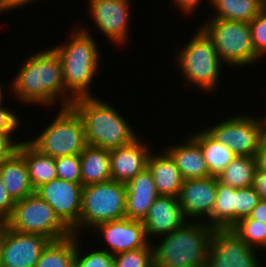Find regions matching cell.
I'll return each mask as SVG.
<instances>
[{"label": "cell", "mask_w": 266, "mask_h": 267, "mask_svg": "<svg viewBox=\"0 0 266 267\" xmlns=\"http://www.w3.org/2000/svg\"><path fill=\"white\" fill-rule=\"evenodd\" d=\"M24 59L10 80V95L33 109L35 105L56 112L54 107H71L75 99L65 90L58 53L52 47H41Z\"/></svg>", "instance_id": "1"}, {"label": "cell", "mask_w": 266, "mask_h": 267, "mask_svg": "<svg viewBox=\"0 0 266 267\" xmlns=\"http://www.w3.org/2000/svg\"><path fill=\"white\" fill-rule=\"evenodd\" d=\"M80 23L82 22L78 20L75 25L73 24L74 27L70 28L72 31L67 32L69 34L66 40L64 38V42L60 44L57 42V45L52 47L61 60L65 90L74 99L97 96L92 91V86L95 76H98L101 70V57H103L101 46L97 44L92 29L85 22Z\"/></svg>", "instance_id": "2"}, {"label": "cell", "mask_w": 266, "mask_h": 267, "mask_svg": "<svg viewBox=\"0 0 266 267\" xmlns=\"http://www.w3.org/2000/svg\"><path fill=\"white\" fill-rule=\"evenodd\" d=\"M105 100L98 96L81 97L71 104L84 123L88 145L113 150L142 136L116 105Z\"/></svg>", "instance_id": "3"}, {"label": "cell", "mask_w": 266, "mask_h": 267, "mask_svg": "<svg viewBox=\"0 0 266 267\" xmlns=\"http://www.w3.org/2000/svg\"><path fill=\"white\" fill-rule=\"evenodd\" d=\"M213 231L206 222L186 221L152 240L153 267H206Z\"/></svg>", "instance_id": "4"}, {"label": "cell", "mask_w": 266, "mask_h": 267, "mask_svg": "<svg viewBox=\"0 0 266 267\" xmlns=\"http://www.w3.org/2000/svg\"><path fill=\"white\" fill-rule=\"evenodd\" d=\"M186 44L173 56V64L183 77L184 87L198 88L201 93L212 95L220 89L223 63L216 53L213 41L200 27ZM177 65V66H176ZM216 91V92H215Z\"/></svg>", "instance_id": "5"}, {"label": "cell", "mask_w": 266, "mask_h": 267, "mask_svg": "<svg viewBox=\"0 0 266 267\" xmlns=\"http://www.w3.org/2000/svg\"><path fill=\"white\" fill-rule=\"evenodd\" d=\"M57 111L55 118L27 141L41 154L55 159L80 155L88 145L81 117L72 107H62Z\"/></svg>", "instance_id": "6"}, {"label": "cell", "mask_w": 266, "mask_h": 267, "mask_svg": "<svg viewBox=\"0 0 266 267\" xmlns=\"http://www.w3.org/2000/svg\"><path fill=\"white\" fill-rule=\"evenodd\" d=\"M201 24L199 26L213 41L216 53L224 66L230 69L262 63L253 47L249 22L205 19Z\"/></svg>", "instance_id": "7"}, {"label": "cell", "mask_w": 266, "mask_h": 267, "mask_svg": "<svg viewBox=\"0 0 266 267\" xmlns=\"http://www.w3.org/2000/svg\"><path fill=\"white\" fill-rule=\"evenodd\" d=\"M126 184L109 180L83 187L78 236L98 224L125 218ZM83 231V232H82Z\"/></svg>", "instance_id": "8"}, {"label": "cell", "mask_w": 266, "mask_h": 267, "mask_svg": "<svg viewBox=\"0 0 266 267\" xmlns=\"http://www.w3.org/2000/svg\"><path fill=\"white\" fill-rule=\"evenodd\" d=\"M4 224L13 231L42 235L50 241L72 234L55 215L52 207L35 192L15 201L11 216Z\"/></svg>", "instance_id": "9"}, {"label": "cell", "mask_w": 266, "mask_h": 267, "mask_svg": "<svg viewBox=\"0 0 266 267\" xmlns=\"http://www.w3.org/2000/svg\"><path fill=\"white\" fill-rule=\"evenodd\" d=\"M220 119L222 118H219V122L214 120L215 123L204 129L215 140L230 148L236 156L255 157L261 140L266 135V115L246 114L243 111L242 114L239 112L227 119Z\"/></svg>", "instance_id": "10"}, {"label": "cell", "mask_w": 266, "mask_h": 267, "mask_svg": "<svg viewBox=\"0 0 266 267\" xmlns=\"http://www.w3.org/2000/svg\"><path fill=\"white\" fill-rule=\"evenodd\" d=\"M132 0H88L87 14L108 42L119 48L130 43ZM122 45V46H121ZM125 45V46H124Z\"/></svg>", "instance_id": "11"}, {"label": "cell", "mask_w": 266, "mask_h": 267, "mask_svg": "<svg viewBox=\"0 0 266 267\" xmlns=\"http://www.w3.org/2000/svg\"><path fill=\"white\" fill-rule=\"evenodd\" d=\"M258 252L231 228L214 229L206 267H263L264 258L260 259Z\"/></svg>", "instance_id": "12"}, {"label": "cell", "mask_w": 266, "mask_h": 267, "mask_svg": "<svg viewBox=\"0 0 266 267\" xmlns=\"http://www.w3.org/2000/svg\"><path fill=\"white\" fill-rule=\"evenodd\" d=\"M83 187L80 183L56 178L35 189V193L52 207L59 220L75 235H78Z\"/></svg>", "instance_id": "13"}, {"label": "cell", "mask_w": 266, "mask_h": 267, "mask_svg": "<svg viewBox=\"0 0 266 267\" xmlns=\"http://www.w3.org/2000/svg\"><path fill=\"white\" fill-rule=\"evenodd\" d=\"M91 232L92 236L94 237L95 235L94 238H96V242L93 245L102 244L98 248L112 255L147 247L150 244L145 227L139 220L123 218L103 222L93 228ZM97 240H100V242Z\"/></svg>", "instance_id": "14"}, {"label": "cell", "mask_w": 266, "mask_h": 267, "mask_svg": "<svg viewBox=\"0 0 266 267\" xmlns=\"http://www.w3.org/2000/svg\"><path fill=\"white\" fill-rule=\"evenodd\" d=\"M50 240L42 235L13 231L0 224L1 267H35Z\"/></svg>", "instance_id": "15"}, {"label": "cell", "mask_w": 266, "mask_h": 267, "mask_svg": "<svg viewBox=\"0 0 266 267\" xmlns=\"http://www.w3.org/2000/svg\"><path fill=\"white\" fill-rule=\"evenodd\" d=\"M217 193V177L184 180L178 196L187 221L205 222L211 215Z\"/></svg>", "instance_id": "16"}, {"label": "cell", "mask_w": 266, "mask_h": 267, "mask_svg": "<svg viewBox=\"0 0 266 267\" xmlns=\"http://www.w3.org/2000/svg\"><path fill=\"white\" fill-rule=\"evenodd\" d=\"M153 149L145 138L139 136L128 145L110 150L111 179L126 184L147 167Z\"/></svg>", "instance_id": "17"}, {"label": "cell", "mask_w": 266, "mask_h": 267, "mask_svg": "<svg viewBox=\"0 0 266 267\" xmlns=\"http://www.w3.org/2000/svg\"><path fill=\"white\" fill-rule=\"evenodd\" d=\"M186 221L178 197L159 195L141 222L149 242H152L180 228Z\"/></svg>", "instance_id": "18"}, {"label": "cell", "mask_w": 266, "mask_h": 267, "mask_svg": "<svg viewBox=\"0 0 266 267\" xmlns=\"http://www.w3.org/2000/svg\"><path fill=\"white\" fill-rule=\"evenodd\" d=\"M158 196L153 175L146 167L126 183L125 218L142 221Z\"/></svg>", "instance_id": "19"}, {"label": "cell", "mask_w": 266, "mask_h": 267, "mask_svg": "<svg viewBox=\"0 0 266 267\" xmlns=\"http://www.w3.org/2000/svg\"><path fill=\"white\" fill-rule=\"evenodd\" d=\"M184 135L180 144L160 148L171 156L184 180L210 177L200 145L188 133Z\"/></svg>", "instance_id": "20"}, {"label": "cell", "mask_w": 266, "mask_h": 267, "mask_svg": "<svg viewBox=\"0 0 266 267\" xmlns=\"http://www.w3.org/2000/svg\"><path fill=\"white\" fill-rule=\"evenodd\" d=\"M162 150L151 151L147 167L153 175L158 195L178 197L184 179L171 156Z\"/></svg>", "instance_id": "21"}, {"label": "cell", "mask_w": 266, "mask_h": 267, "mask_svg": "<svg viewBox=\"0 0 266 267\" xmlns=\"http://www.w3.org/2000/svg\"><path fill=\"white\" fill-rule=\"evenodd\" d=\"M0 176L14 201L21 200L35 192L29 180L25 160L17 151L0 162Z\"/></svg>", "instance_id": "22"}, {"label": "cell", "mask_w": 266, "mask_h": 267, "mask_svg": "<svg viewBox=\"0 0 266 267\" xmlns=\"http://www.w3.org/2000/svg\"><path fill=\"white\" fill-rule=\"evenodd\" d=\"M16 151L25 160L29 180L34 190L57 178L55 158L41 154L27 139L18 144Z\"/></svg>", "instance_id": "23"}, {"label": "cell", "mask_w": 266, "mask_h": 267, "mask_svg": "<svg viewBox=\"0 0 266 267\" xmlns=\"http://www.w3.org/2000/svg\"><path fill=\"white\" fill-rule=\"evenodd\" d=\"M204 127L188 134L200 145L210 176L217 177L236 157V154L230 148L215 140Z\"/></svg>", "instance_id": "24"}, {"label": "cell", "mask_w": 266, "mask_h": 267, "mask_svg": "<svg viewBox=\"0 0 266 267\" xmlns=\"http://www.w3.org/2000/svg\"><path fill=\"white\" fill-rule=\"evenodd\" d=\"M83 186L111 180L110 150L87 145L80 154Z\"/></svg>", "instance_id": "25"}, {"label": "cell", "mask_w": 266, "mask_h": 267, "mask_svg": "<svg viewBox=\"0 0 266 267\" xmlns=\"http://www.w3.org/2000/svg\"><path fill=\"white\" fill-rule=\"evenodd\" d=\"M212 9L206 19H226L250 22L266 6V0H210Z\"/></svg>", "instance_id": "26"}, {"label": "cell", "mask_w": 266, "mask_h": 267, "mask_svg": "<svg viewBox=\"0 0 266 267\" xmlns=\"http://www.w3.org/2000/svg\"><path fill=\"white\" fill-rule=\"evenodd\" d=\"M236 188L220 183L217 179L215 204L210 217L205 221L214 229H229L234 225Z\"/></svg>", "instance_id": "27"}, {"label": "cell", "mask_w": 266, "mask_h": 267, "mask_svg": "<svg viewBox=\"0 0 266 267\" xmlns=\"http://www.w3.org/2000/svg\"><path fill=\"white\" fill-rule=\"evenodd\" d=\"M76 235L50 241L43 249L35 267H74Z\"/></svg>", "instance_id": "28"}, {"label": "cell", "mask_w": 266, "mask_h": 267, "mask_svg": "<svg viewBox=\"0 0 266 267\" xmlns=\"http://www.w3.org/2000/svg\"><path fill=\"white\" fill-rule=\"evenodd\" d=\"M257 169L255 157L236 156L217 176L220 183L233 188H247L253 185Z\"/></svg>", "instance_id": "29"}, {"label": "cell", "mask_w": 266, "mask_h": 267, "mask_svg": "<svg viewBox=\"0 0 266 267\" xmlns=\"http://www.w3.org/2000/svg\"><path fill=\"white\" fill-rule=\"evenodd\" d=\"M83 238V236L76 235L74 267H114V255L97 248L96 245L93 246L94 249L86 247L89 245L82 244Z\"/></svg>", "instance_id": "30"}, {"label": "cell", "mask_w": 266, "mask_h": 267, "mask_svg": "<svg viewBox=\"0 0 266 267\" xmlns=\"http://www.w3.org/2000/svg\"><path fill=\"white\" fill-rule=\"evenodd\" d=\"M231 229L250 247L266 252L265 223L258 222L247 216L238 220Z\"/></svg>", "instance_id": "31"}, {"label": "cell", "mask_w": 266, "mask_h": 267, "mask_svg": "<svg viewBox=\"0 0 266 267\" xmlns=\"http://www.w3.org/2000/svg\"><path fill=\"white\" fill-rule=\"evenodd\" d=\"M114 267H153L152 246L114 255Z\"/></svg>", "instance_id": "32"}, {"label": "cell", "mask_w": 266, "mask_h": 267, "mask_svg": "<svg viewBox=\"0 0 266 267\" xmlns=\"http://www.w3.org/2000/svg\"><path fill=\"white\" fill-rule=\"evenodd\" d=\"M259 201L260 197L252 186L236 189L234 224L241 218L249 216Z\"/></svg>", "instance_id": "33"}, {"label": "cell", "mask_w": 266, "mask_h": 267, "mask_svg": "<svg viewBox=\"0 0 266 267\" xmlns=\"http://www.w3.org/2000/svg\"><path fill=\"white\" fill-rule=\"evenodd\" d=\"M57 178L81 184L80 155L62 156L55 159Z\"/></svg>", "instance_id": "34"}, {"label": "cell", "mask_w": 266, "mask_h": 267, "mask_svg": "<svg viewBox=\"0 0 266 267\" xmlns=\"http://www.w3.org/2000/svg\"><path fill=\"white\" fill-rule=\"evenodd\" d=\"M249 25L255 53L263 60L266 57V6L249 22Z\"/></svg>", "instance_id": "35"}, {"label": "cell", "mask_w": 266, "mask_h": 267, "mask_svg": "<svg viewBox=\"0 0 266 267\" xmlns=\"http://www.w3.org/2000/svg\"><path fill=\"white\" fill-rule=\"evenodd\" d=\"M18 115L20 114L6 104L0 107V133H19L22 122Z\"/></svg>", "instance_id": "36"}, {"label": "cell", "mask_w": 266, "mask_h": 267, "mask_svg": "<svg viewBox=\"0 0 266 267\" xmlns=\"http://www.w3.org/2000/svg\"><path fill=\"white\" fill-rule=\"evenodd\" d=\"M17 133H0V162L10 157L23 139H17ZM16 139V140H15Z\"/></svg>", "instance_id": "37"}, {"label": "cell", "mask_w": 266, "mask_h": 267, "mask_svg": "<svg viewBox=\"0 0 266 267\" xmlns=\"http://www.w3.org/2000/svg\"><path fill=\"white\" fill-rule=\"evenodd\" d=\"M15 201L8 194V191L4 185V182L0 176V224L11 216Z\"/></svg>", "instance_id": "38"}, {"label": "cell", "mask_w": 266, "mask_h": 267, "mask_svg": "<svg viewBox=\"0 0 266 267\" xmlns=\"http://www.w3.org/2000/svg\"><path fill=\"white\" fill-rule=\"evenodd\" d=\"M205 1L208 2L205 5L210 4V0ZM202 2L204 3L203 0H173L171 4L173 3V6H175L177 10L179 9V12H182L183 16L188 17L190 15L191 17L193 16V13L197 14L200 5H202Z\"/></svg>", "instance_id": "39"}, {"label": "cell", "mask_w": 266, "mask_h": 267, "mask_svg": "<svg viewBox=\"0 0 266 267\" xmlns=\"http://www.w3.org/2000/svg\"><path fill=\"white\" fill-rule=\"evenodd\" d=\"M37 1L39 2V0H0V15L19 8H26L29 4L37 3Z\"/></svg>", "instance_id": "40"}, {"label": "cell", "mask_w": 266, "mask_h": 267, "mask_svg": "<svg viewBox=\"0 0 266 267\" xmlns=\"http://www.w3.org/2000/svg\"><path fill=\"white\" fill-rule=\"evenodd\" d=\"M252 187L260 197V200H266V171L256 169Z\"/></svg>", "instance_id": "41"}, {"label": "cell", "mask_w": 266, "mask_h": 267, "mask_svg": "<svg viewBox=\"0 0 266 267\" xmlns=\"http://www.w3.org/2000/svg\"><path fill=\"white\" fill-rule=\"evenodd\" d=\"M251 219L266 224V200H260L249 215Z\"/></svg>", "instance_id": "42"}, {"label": "cell", "mask_w": 266, "mask_h": 267, "mask_svg": "<svg viewBox=\"0 0 266 267\" xmlns=\"http://www.w3.org/2000/svg\"><path fill=\"white\" fill-rule=\"evenodd\" d=\"M257 168L266 171V135L262 138L260 147L256 153Z\"/></svg>", "instance_id": "43"}, {"label": "cell", "mask_w": 266, "mask_h": 267, "mask_svg": "<svg viewBox=\"0 0 266 267\" xmlns=\"http://www.w3.org/2000/svg\"><path fill=\"white\" fill-rule=\"evenodd\" d=\"M4 85H6V84H3L2 82H0V107L5 106L4 105L5 104V100L7 99V98H4V97H6V94L5 93H8L7 95L11 94V83H8L6 85L7 88ZM4 88L7 89V90H5Z\"/></svg>", "instance_id": "44"}]
</instances>
